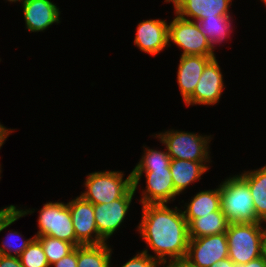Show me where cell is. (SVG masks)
I'll list each match as a JSON object with an SVG mask.
<instances>
[{
	"label": "cell",
	"instance_id": "obj_6",
	"mask_svg": "<svg viewBox=\"0 0 266 267\" xmlns=\"http://www.w3.org/2000/svg\"><path fill=\"white\" fill-rule=\"evenodd\" d=\"M168 42L175 43L183 49L181 55H200L216 57L209 40L201 33L196 21L187 20L178 14L168 25Z\"/></svg>",
	"mask_w": 266,
	"mask_h": 267
},
{
	"label": "cell",
	"instance_id": "obj_21",
	"mask_svg": "<svg viewBox=\"0 0 266 267\" xmlns=\"http://www.w3.org/2000/svg\"><path fill=\"white\" fill-rule=\"evenodd\" d=\"M111 255L107 243L77 246V267H110Z\"/></svg>",
	"mask_w": 266,
	"mask_h": 267
},
{
	"label": "cell",
	"instance_id": "obj_30",
	"mask_svg": "<svg viewBox=\"0 0 266 267\" xmlns=\"http://www.w3.org/2000/svg\"><path fill=\"white\" fill-rule=\"evenodd\" d=\"M0 267H23L18 257L0 254Z\"/></svg>",
	"mask_w": 266,
	"mask_h": 267
},
{
	"label": "cell",
	"instance_id": "obj_12",
	"mask_svg": "<svg viewBox=\"0 0 266 267\" xmlns=\"http://www.w3.org/2000/svg\"><path fill=\"white\" fill-rule=\"evenodd\" d=\"M224 88L223 75L218 61L213 58L204 68L193 94L185 101L189 105H215Z\"/></svg>",
	"mask_w": 266,
	"mask_h": 267
},
{
	"label": "cell",
	"instance_id": "obj_16",
	"mask_svg": "<svg viewBox=\"0 0 266 267\" xmlns=\"http://www.w3.org/2000/svg\"><path fill=\"white\" fill-rule=\"evenodd\" d=\"M213 58L215 57L181 55L177 82L184 102L193 94L204 68Z\"/></svg>",
	"mask_w": 266,
	"mask_h": 267
},
{
	"label": "cell",
	"instance_id": "obj_7",
	"mask_svg": "<svg viewBox=\"0 0 266 267\" xmlns=\"http://www.w3.org/2000/svg\"><path fill=\"white\" fill-rule=\"evenodd\" d=\"M39 230L34 236H51L74 244H81L76 240L69 206L63 202H47L39 211Z\"/></svg>",
	"mask_w": 266,
	"mask_h": 267
},
{
	"label": "cell",
	"instance_id": "obj_9",
	"mask_svg": "<svg viewBox=\"0 0 266 267\" xmlns=\"http://www.w3.org/2000/svg\"><path fill=\"white\" fill-rule=\"evenodd\" d=\"M228 258L225 233L190 238L185 261L194 267H210Z\"/></svg>",
	"mask_w": 266,
	"mask_h": 267
},
{
	"label": "cell",
	"instance_id": "obj_4",
	"mask_svg": "<svg viewBox=\"0 0 266 267\" xmlns=\"http://www.w3.org/2000/svg\"><path fill=\"white\" fill-rule=\"evenodd\" d=\"M166 146L171 159L210 163L209 144L211 136L171 129L155 134Z\"/></svg>",
	"mask_w": 266,
	"mask_h": 267
},
{
	"label": "cell",
	"instance_id": "obj_23",
	"mask_svg": "<svg viewBox=\"0 0 266 267\" xmlns=\"http://www.w3.org/2000/svg\"><path fill=\"white\" fill-rule=\"evenodd\" d=\"M35 238L41 242L49 265L56 263L76 248L72 243L47 235Z\"/></svg>",
	"mask_w": 266,
	"mask_h": 267
},
{
	"label": "cell",
	"instance_id": "obj_8",
	"mask_svg": "<svg viewBox=\"0 0 266 267\" xmlns=\"http://www.w3.org/2000/svg\"><path fill=\"white\" fill-rule=\"evenodd\" d=\"M143 172L146 176V187L141 194L142 205L168 203L179 195L175 191L170 168H133L131 173L135 191Z\"/></svg>",
	"mask_w": 266,
	"mask_h": 267
},
{
	"label": "cell",
	"instance_id": "obj_36",
	"mask_svg": "<svg viewBox=\"0 0 266 267\" xmlns=\"http://www.w3.org/2000/svg\"><path fill=\"white\" fill-rule=\"evenodd\" d=\"M7 1L12 2V3H13V2L15 3V2H18V1H19V2L22 3L24 0H7Z\"/></svg>",
	"mask_w": 266,
	"mask_h": 267
},
{
	"label": "cell",
	"instance_id": "obj_29",
	"mask_svg": "<svg viewBox=\"0 0 266 267\" xmlns=\"http://www.w3.org/2000/svg\"><path fill=\"white\" fill-rule=\"evenodd\" d=\"M54 267H77V247L68 255L64 256L62 259L56 263L50 265Z\"/></svg>",
	"mask_w": 266,
	"mask_h": 267
},
{
	"label": "cell",
	"instance_id": "obj_19",
	"mask_svg": "<svg viewBox=\"0 0 266 267\" xmlns=\"http://www.w3.org/2000/svg\"><path fill=\"white\" fill-rule=\"evenodd\" d=\"M239 175L248 183L256 217L266 223V165Z\"/></svg>",
	"mask_w": 266,
	"mask_h": 267
},
{
	"label": "cell",
	"instance_id": "obj_26",
	"mask_svg": "<svg viewBox=\"0 0 266 267\" xmlns=\"http://www.w3.org/2000/svg\"><path fill=\"white\" fill-rule=\"evenodd\" d=\"M16 236L21 237L22 235H20L19 232H15V231L9 232L5 241L2 242V247L0 246V254L1 255H7V256L19 258L20 255L23 253V251L28 247V245L31 243V241L35 238V236H33L32 238H29L27 240L22 239V243L20 245H16V243L14 245L12 241H15L14 239ZM13 253H14V255H13Z\"/></svg>",
	"mask_w": 266,
	"mask_h": 267
},
{
	"label": "cell",
	"instance_id": "obj_10",
	"mask_svg": "<svg viewBox=\"0 0 266 267\" xmlns=\"http://www.w3.org/2000/svg\"><path fill=\"white\" fill-rule=\"evenodd\" d=\"M133 187L120 199L109 203L94 205L95 222L100 238L107 243L113 233H115L127 215L133 196Z\"/></svg>",
	"mask_w": 266,
	"mask_h": 267
},
{
	"label": "cell",
	"instance_id": "obj_33",
	"mask_svg": "<svg viewBox=\"0 0 266 267\" xmlns=\"http://www.w3.org/2000/svg\"><path fill=\"white\" fill-rule=\"evenodd\" d=\"M210 267H236V265L234 264V262L230 258H227V259L221 260L218 263L217 262L214 263Z\"/></svg>",
	"mask_w": 266,
	"mask_h": 267
},
{
	"label": "cell",
	"instance_id": "obj_13",
	"mask_svg": "<svg viewBox=\"0 0 266 267\" xmlns=\"http://www.w3.org/2000/svg\"><path fill=\"white\" fill-rule=\"evenodd\" d=\"M168 36V24L164 19L141 21L137 26L134 45L141 51L155 56L165 47L171 46Z\"/></svg>",
	"mask_w": 266,
	"mask_h": 267
},
{
	"label": "cell",
	"instance_id": "obj_15",
	"mask_svg": "<svg viewBox=\"0 0 266 267\" xmlns=\"http://www.w3.org/2000/svg\"><path fill=\"white\" fill-rule=\"evenodd\" d=\"M25 25L30 32H41L54 23H60V10L51 0H24Z\"/></svg>",
	"mask_w": 266,
	"mask_h": 267
},
{
	"label": "cell",
	"instance_id": "obj_35",
	"mask_svg": "<svg viewBox=\"0 0 266 267\" xmlns=\"http://www.w3.org/2000/svg\"><path fill=\"white\" fill-rule=\"evenodd\" d=\"M262 256L266 259V226L262 237Z\"/></svg>",
	"mask_w": 266,
	"mask_h": 267
},
{
	"label": "cell",
	"instance_id": "obj_18",
	"mask_svg": "<svg viewBox=\"0 0 266 267\" xmlns=\"http://www.w3.org/2000/svg\"><path fill=\"white\" fill-rule=\"evenodd\" d=\"M184 217L189 224L200 215H207L210 212L221 209L220 185L214 190H204L198 192L191 201L184 205ZM187 207V208H186Z\"/></svg>",
	"mask_w": 266,
	"mask_h": 267
},
{
	"label": "cell",
	"instance_id": "obj_17",
	"mask_svg": "<svg viewBox=\"0 0 266 267\" xmlns=\"http://www.w3.org/2000/svg\"><path fill=\"white\" fill-rule=\"evenodd\" d=\"M209 168L207 162L171 159L170 171L175 191L182 193L190 184L199 181Z\"/></svg>",
	"mask_w": 266,
	"mask_h": 267
},
{
	"label": "cell",
	"instance_id": "obj_5",
	"mask_svg": "<svg viewBox=\"0 0 266 267\" xmlns=\"http://www.w3.org/2000/svg\"><path fill=\"white\" fill-rule=\"evenodd\" d=\"M123 177L121 171L89 173L84 183L86 191L81 196L94 205L120 199L133 187L132 173Z\"/></svg>",
	"mask_w": 266,
	"mask_h": 267
},
{
	"label": "cell",
	"instance_id": "obj_27",
	"mask_svg": "<svg viewBox=\"0 0 266 267\" xmlns=\"http://www.w3.org/2000/svg\"><path fill=\"white\" fill-rule=\"evenodd\" d=\"M32 210H24V209H18L15 205H10L7 207H4L3 209H0V232L6 229L8 226H10L12 223L17 221L19 218L34 213Z\"/></svg>",
	"mask_w": 266,
	"mask_h": 267
},
{
	"label": "cell",
	"instance_id": "obj_32",
	"mask_svg": "<svg viewBox=\"0 0 266 267\" xmlns=\"http://www.w3.org/2000/svg\"><path fill=\"white\" fill-rule=\"evenodd\" d=\"M14 132L13 129H7L5 126H3L0 123V149L2 147V145L4 144L5 140L7 139V137ZM0 174H1V165H0Z\"/></svg>",
	"mask_w": 266,
	"mask_h": 267
},
{
	"label": "cell",
	"instance_id": "obj_3",
	"mask_svg": "<svg viewBox=\"0 0 266 267\" xmlns=\"http://www.w3.org/2000/svg\"><path fill=\"white\" fill-rule=\"evenodd\" d=\"M263 222L232 223L228 225L226 237L228 258L236 266L247 264L262 256Z\"/></svg>",
	"mask_w": 266,
	"mask_h": 267
},
{
	"label": "cell",
	"instance_id": "obj_22",
	"mask_svg": "<svg viewBox=\"0 0 266 267\" xmlns=\"http://www.w3.org/2000/svg\"><path fill=\"white\" fill-rule=\"evenodd\" d=\"M231 15H219L217 17L203 18L197 23L201 33L214 45L222 43L232 33Z\"/></svg>",
	"mask_w": 266,
	"mask_h": 267
},
{
	"label": "cell",
	"instance_id": "obj_14",
	"mask_svg": "<svg viewBox=\"0 0 266 267\" xmlns=\"http://www.w3.org/2000/svg\"><path fill=\"white\" fill-rule=\"evenodd\" d=\"M174 4L175 14L189 20L198 22L203 18L230 15L229 6L232 0H165Z\"/></svg>",
	"mask_w": 266,
	"mask_h": 267
},
{
	"label": "cell",
	"instance_id": "obj_1",
	"mask_svg": "<svg viewBox=\"0 0 266 267\" xmlns=\"http://www.w3.org/2000/svg\"><path fill=\"white\" fill-rule=\"evenodd\" d=\"M138 231L147 244L143 252L149 247L163 267L185 259L190 237L183 210L170 209L167 203L142 205Z\"/></svg>",
	"mask_w": 266,
	"mask_h": 267
},
{
	"label": "cell",
	"instance_id": "obj_28",
	"mask_svg": "<svg viewBox=\"0 0 266 267\" xmlns=\"http://www.w3.org/2000/svg\"><path fill=\"white\" fill-rule=\"evenodd\" d=\"M121 267H161V264L153 258V255L141 251Z\"/></svg>",
	"mask_w": 266,
	"mask_h": 267
},
{
	"label": "cell",
	"instance_id": "obj_2",
	"mask_svg": "<svg viewBox=\"0 0 266 267\" xmlns=\"http://www.w3.org/2000/svg\"><path fill=\"white\" fill-rule=\"evenodd\" d=\"M220 195L221 209L229 224L261 222L256 217L248 183L240 175L220 183Z\"/></svg>",
	"mask_w": 266,
	"mask_h": 267
},
{
	"label": "cell",
	"instance_id": "obj_20",
	"mask_svg": "<svg viewBox=\"0 0 266 267\" xmlns=\"http://www.w3.org/2000/svg\"><path fill=\"white\" fill-rule=\"evenodd\" d=\"M228 220L222 209L210 212L207 215H200L193 219L189 224V237L199 238L202 236L225 233L228 228Z\"/></svg>",
	"mask_w": 266,
	"mask_h": 267
},
{
	"label": "cell",
	"instance_id": "obj_24",
	"mask_svg": "<svg viewBox=\"0 0 266 267\" xmlns=\"http://www.w3.org/2000/svg\"><path fill=\"white\" fill-rule=\"evenodd\" d=\"M23 267H50L41 242L34 238L19 257Z\"/></svg>",
	"mask_w": 266,
	"mask_h": 267
},
{
	"label": "cell",
	"instance_id": "obj_34",
	"mask_svg": "<svg viewBox=\"0 0 266 267\" xmlns=\"http://www.w3.org/2000/svg\"><path fill=\"white\" fill-rule=\"evenodd\" d=\"M168 267H194L191 264L187 263L184 259L181 261H177L169 265Z\"/></svg>",
	"mask_w": 266,
	"mask_h": 267
},
{
	"label": "cell",
	"instance_id": "obj_31",
	"mask_svg": "<svg viewBox=\"0 0 266 267\" xmlns=\"http://www.w3.org/2000/svg\"><path fill=\"white\" fill-rule=\"evenodd\" d=\"M236 267H266V259L263 256H260L257 259L251 260L247 264Z\"/></svg>",
	"mask_w": 266,
	"mask_h": 267
},
{
	"label": "cell",
	"instance_id": "obj_11",
	"mask_svg": "<svg viewBox=\"0 0 266 267\" xmlns=\"http://www.w3.org/2000/svg\"><path fill=\"white\" fill-rule=\"evenodd\" d=\"M70 209L76 240L81 245L104 244L95 222L94 204L81 195L67 203Z\"/></svg>",
	"mask_w": 266,
	"mask_h": 267
},
{
	"label": "cell",
	"instance_id": "obj_25",
	"mask_svg": "<svg viewBox=\"0 0 266 267\" xmlns=\"http://www.w3.org/2000/svg\"><path fill=\"white\" fill-rule=\"evenodd\" d=\"M171 157L167 151H157L146 147L142 158L134 168H170Z\"/></svg>",
	"mask_w": 266,
	"mask_h": 267
}]
</instances>
